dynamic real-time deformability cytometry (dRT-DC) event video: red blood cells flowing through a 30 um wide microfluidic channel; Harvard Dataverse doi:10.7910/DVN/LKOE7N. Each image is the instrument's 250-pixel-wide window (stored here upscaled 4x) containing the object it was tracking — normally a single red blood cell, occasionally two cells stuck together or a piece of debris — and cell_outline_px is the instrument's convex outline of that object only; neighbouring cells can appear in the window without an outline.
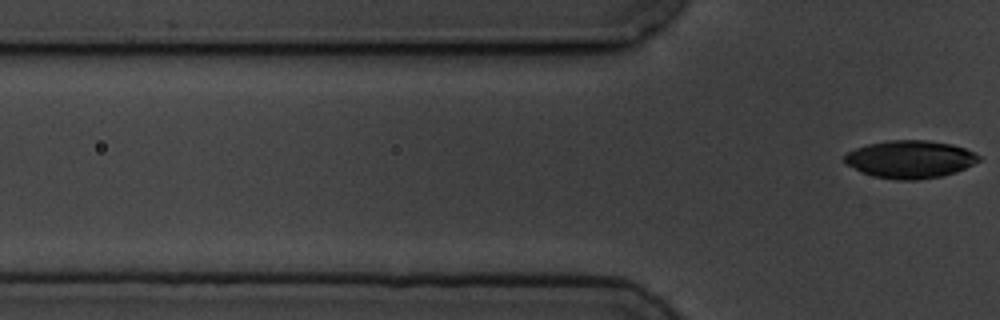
{"species": "common noctule bat (a hibernating species)", "species_latin": "Nyctalus noctula", "temperature_condition": "cold", "stored_images_in_passage": 7, "segment_of_instrument_passage": [2, 2], "camera_frame_rate_fps": 3000, "um_per_image_px": 0.085, "animal": {"sex": "male", "body_mass_g": 19.5, "forearm_length_mm": 54.6}, "frame": {"image": 1, "passage_image": 7, "time_ms": 8.0, "image_size_px": [1000, 320], "cell_outline_px": [[980, 160], [956, 172], [940, 176], [916, 180], [896, 180], [872, 176], [848, 164], [844, 160], [844, 156], [848, 152], [856, 148], [868, 144], [892, 140], [924, 140], [952, 144], [976, 152], [980, 156]], "centroid_in_image_um": [77.38, 13.54], "position_along_channel_um": 48.4, "area_um2": 29.19}}